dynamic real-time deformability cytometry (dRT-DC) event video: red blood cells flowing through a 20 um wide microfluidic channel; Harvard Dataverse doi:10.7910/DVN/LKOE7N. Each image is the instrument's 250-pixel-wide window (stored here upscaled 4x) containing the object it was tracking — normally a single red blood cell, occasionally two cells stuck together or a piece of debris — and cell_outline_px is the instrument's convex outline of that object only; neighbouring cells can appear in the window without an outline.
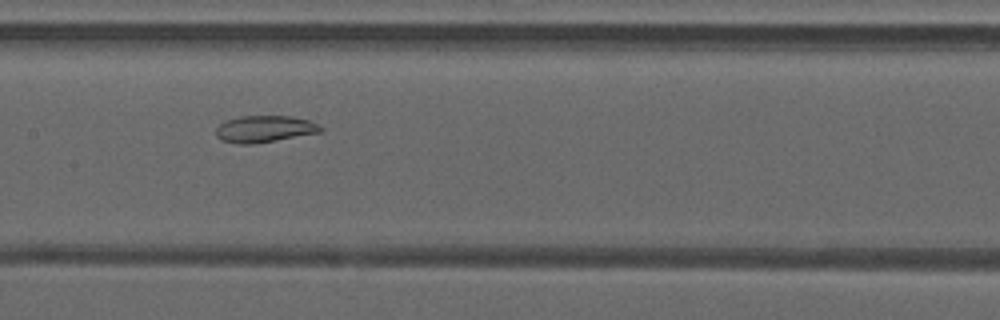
{"species": "common noctule bat (a hibernating species)", "species_latin": "Nyctalus noctula", "temperature_condition": "warm", "stored_images_in_passage": 30, "camera_frame_rate_fps": 3000, "um_per_image_px": 0.085, "animal": {"sex": "male", "forearm_length_mm": 52.5}, "frame": {"image": 1, "passage_image": 10, "time_ms": 3.0, "image_size_px": [1000, 320], "cell_outline_px": [[324, 128], [320, 132], [276, 140], [252, 144], [240, 144], [220, 140], [216, 136], [216, 128], [220, 124], [228, 120], [240, 116], [292, 116], [308, 120]], "centroid_in_image_um": [22.46, 10.96], "position_along_channel_um": 184.9, "area_um2": 16.13}}
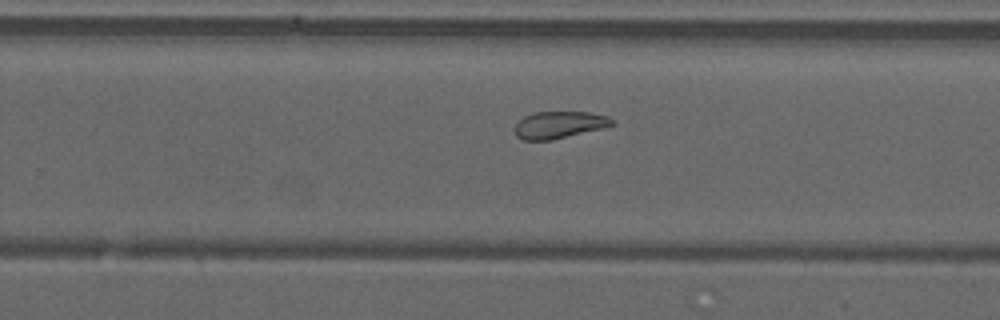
{"frame": {"image": 2, "passage_image": 17, "time_ms": 5.333, "image_size_px": [1000, 320], "cell_outline_px": [[616, 124], [604, 128], [552, 140], [524, 140], [516, 136], [516, 124], [524, 116], [536, 112], [592, 112], [608, 116], [616, 120]], "centroid_in_image_um": [47.61, 10.6], "position_along_channel_um": 282.2, "area_um2": 15.43}}
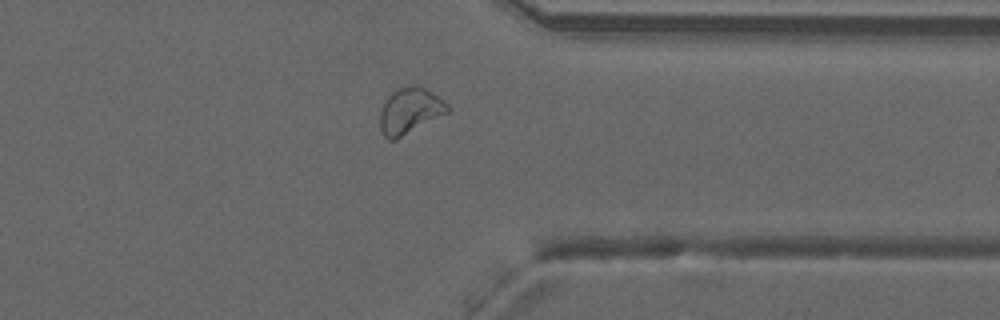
{"frame": {"image": 3, "passage_image": 24, "time_ms": 7.667, "image_size_px": [1000, 320], "cell_outline_px": [[452, 108], [448, 112], [396, 140], [388, 140], [384, 136], [380, 128], [380, 112], [388, 96], [396, 88], [424, 88], [432, 92], [444, 100]], "centroid_in_image_um": [34.84, 9.46], "position_along_channel_um": 376.6, "area_um2": 17.74}}